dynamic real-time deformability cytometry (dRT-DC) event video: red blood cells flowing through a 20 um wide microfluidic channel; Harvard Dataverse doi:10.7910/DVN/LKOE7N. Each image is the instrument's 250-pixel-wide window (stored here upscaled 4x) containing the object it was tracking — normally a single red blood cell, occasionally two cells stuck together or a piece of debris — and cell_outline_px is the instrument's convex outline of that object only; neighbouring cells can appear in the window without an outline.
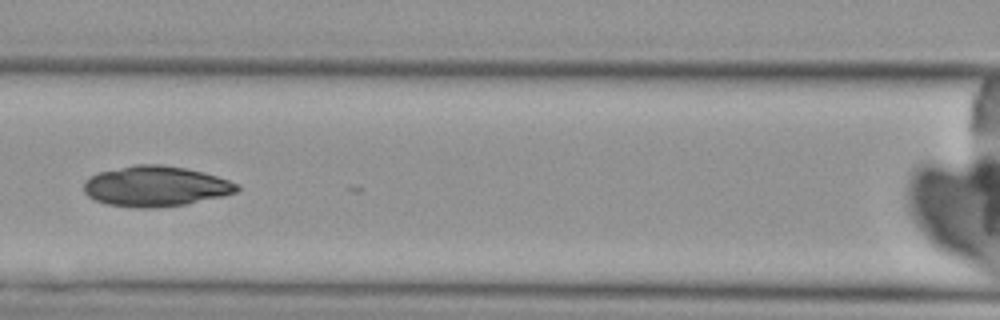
{"species": "Egyptian fruit bat (a non-hibernating species)", "species_latin": "Rousettus aegyptiacus", "temperature_condition": "cold", "stored_images_in_passage": 6, "camera_frame_rate_fps": 3000, "um_per_image_px": 0.085, "animal": {"sex": "female"}, "frame": {"image": 1, "passage_image": 6, "time_ms": 6.667, "image_size_px": [1000, 320], "cell_outline_px": [[240, 188], [236, 192], [224, 196], [184, 204], [156, 208], [136, 208], [104, 204], [88, 196], [84, 192], [84, 180], [88, 176], [96, 172], [136, 164], [160, 164], [184, 168], [204, 172], [240, 184]], "centroid_in_image_um": [13.19, 15.83], "position_along_channel_um": 153.4, "area_um2": 36.36}}